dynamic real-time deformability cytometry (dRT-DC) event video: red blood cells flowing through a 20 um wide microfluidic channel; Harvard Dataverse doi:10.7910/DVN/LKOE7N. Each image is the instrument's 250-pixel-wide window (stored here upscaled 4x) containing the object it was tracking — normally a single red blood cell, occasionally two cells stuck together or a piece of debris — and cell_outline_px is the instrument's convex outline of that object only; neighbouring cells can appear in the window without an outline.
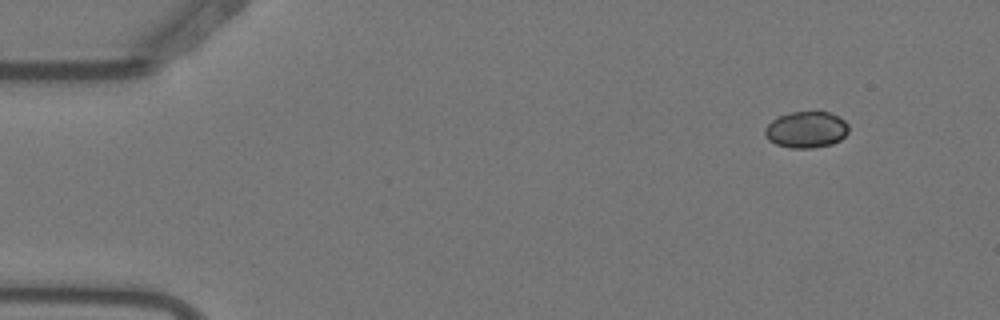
{"species": "Egyptian fruit bat (a non-hibernating species)", "species_latin": "Rousettus aegyptiacus", "temperature_condition": "warm", "stored_images_in_passage": 4, "camera_frame_rate_fps": 3000, "um_per_image_px": 0.085, "animal": {"sex": "female"}, "frame": {"image": 1, "passage_image": 1, "time_ms": 0.0, "image_size_px": [1000, 320], "cell_outline_px": [[848, 132], [840, 140], [832, 144], [812, 148], [792, 148], [776, 144], [768, 140], [764, 136], [764, 128], [772, 120], [780, 116], [792, 112], [828, 112], [844, 120], [848, 124]], "centroid_in_image_um": [68.51, 11.03], "position_along_channel_um": 16.5, "area_um2": 17.69}}
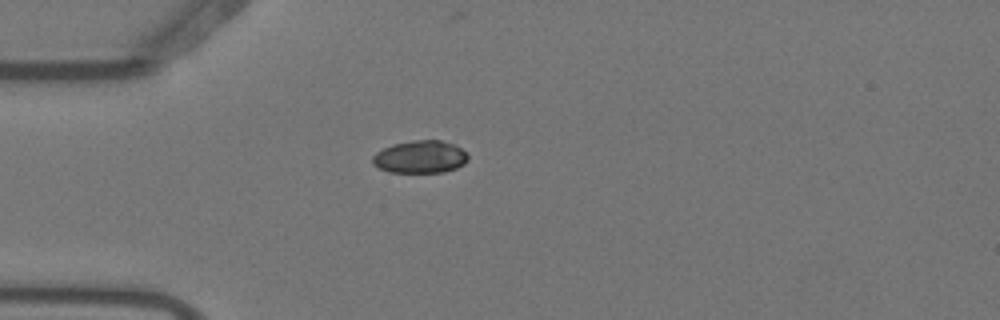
{"frame": {"image": 2, "passage_image": 4, "time_ms": 1.0, "image_size_px": [1000, 320], "cell_outline_px": [[468, 160], [464, 164], [456, 168], [444, 172], [388, 172], [372, 164], [372, 156], [376, 152], [392, 144], [412, 140], [440, 140], [456, 144], [468, 152]], "centroid_in_image_um": [35.74, 13.32], "position_along_channel_um": 49.3, "area_um2": 18.38}}